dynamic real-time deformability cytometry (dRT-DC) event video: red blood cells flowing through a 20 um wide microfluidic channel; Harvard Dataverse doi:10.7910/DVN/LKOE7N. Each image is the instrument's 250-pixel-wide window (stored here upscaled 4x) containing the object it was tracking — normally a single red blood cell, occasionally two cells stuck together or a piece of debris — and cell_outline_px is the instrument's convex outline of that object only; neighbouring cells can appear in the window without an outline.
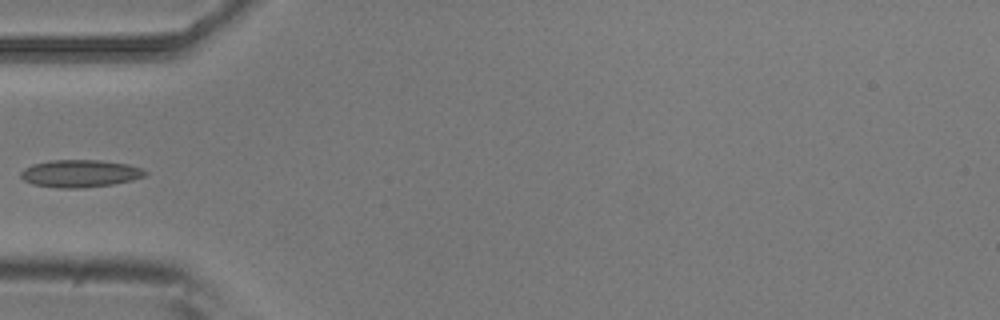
{"species": "common noctule bat (a hibernating species)", "species_latin": "Nyctalus noctula", "temperature_condition": "room temperature", "stored_images_in_passage": 6, "camera_frame_rate_fps": 3000, "um_per_image_px": 0.085, "animal": {"sex": "male", "body_mass_g": 20.5, "forearm_length_mm": 52.5}, "frame": {"image": 1, "passage_image": 4, "time_ms": 1.0, "image_size_px": [1000, 320], "cell_outline_px": [[148, 172], [144, 176], [132, 180], [112, 184], [84, 188], [60, 188], [32, 184], [24, 180], [20, 176], [20, 172], [24, 168], [32, 164], [48, 160], [100, 160], [128, 164], [140, 168]], "centroid_in_image_um": [6.77, 14.74], "position_along_channel_um": 78.2, "area_um2": 19.94}}
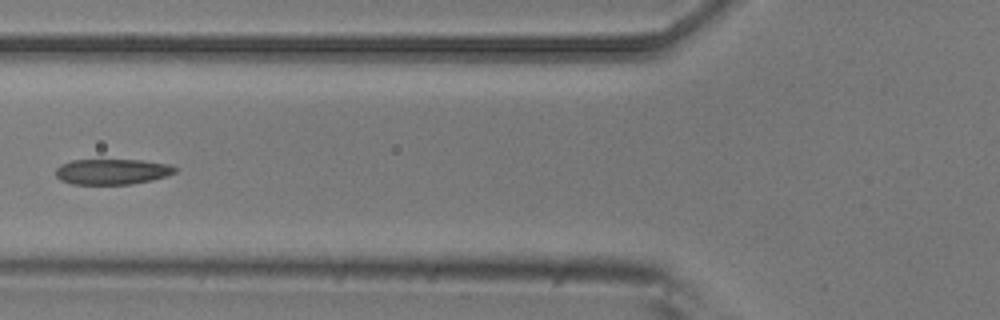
{"frame": {"image": 2, "passage_image": 5, "time_ms": 1.333, "image_size_px": [1000, 320], "cell_outline_px": [[176, 172], [168, 176], [152, 180], [132, 184], [72, 184], [60, 180], [56, 176], [56, 168], [60, 164], [72, 160], [144, 160], [172, 164], [176, 168]], "centroid_in_image_um": [9.56, 14.59], "position_along_channel_um": 116.2, "area_um2": 17.98}}
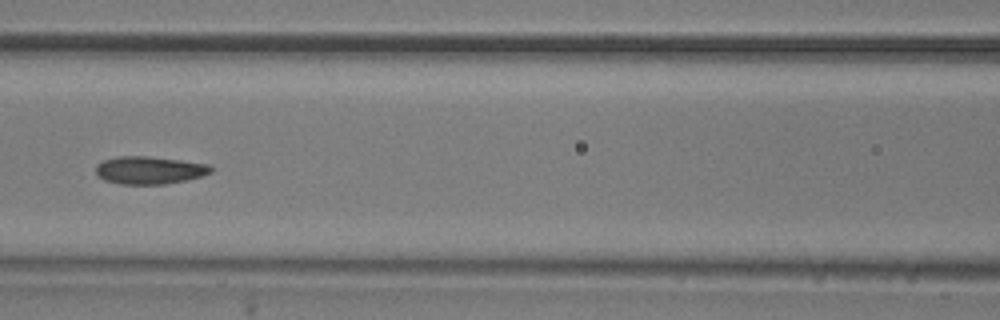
{"frame": {"image": 3, "passage_image": 6, "time_ms": 1.667, "image_size_px": [1000, 320], "cell_outline_px": [[212, 172], [200, 176], [184, 180], [164, 184], [120, 184], [104, 180], [96, 176], [96, 164], [104, 160], [116, 156], [148, 156], [180, 160], [208, 164], [212, 168]], "centroid_in_image_um": [12.65, 14.46], "position_along_channel_um": 154.0, "area_um2": 18.55}}